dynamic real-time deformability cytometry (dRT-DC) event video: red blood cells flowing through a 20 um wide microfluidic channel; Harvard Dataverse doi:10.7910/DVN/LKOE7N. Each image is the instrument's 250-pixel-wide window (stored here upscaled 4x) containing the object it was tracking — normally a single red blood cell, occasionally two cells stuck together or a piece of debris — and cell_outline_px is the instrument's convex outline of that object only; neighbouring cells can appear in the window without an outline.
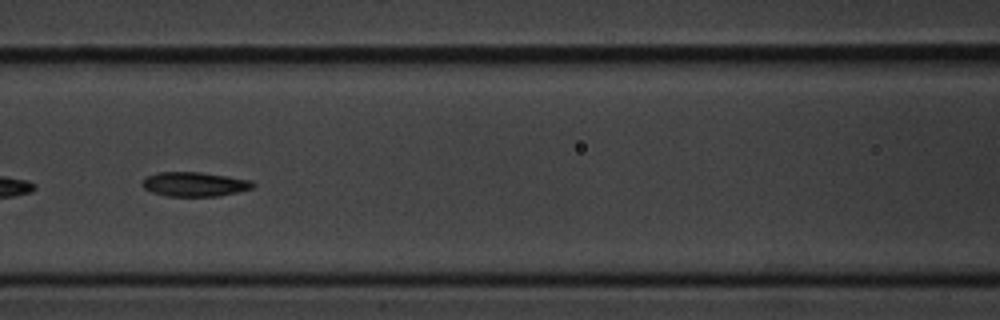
{"species": "common noctule bat (a hibernating species)", "species_latin": "Nyctalus noctula", "temperature_condition": "cold", "stored_images_in_passage": 46, "segment_of_instrument_passage": [2, 2], "camera_frame_rate_fps": 3000, "um_per_image_px": 0.085, "animal": {"sex": "male", "body_mass_g": 20.1, "forearm_length_mm": 53.5}, "frame": {"image": 1, "passage_image": 22, "time_ms": 7.0, "image_size_px": [1000, 320], "cell_outline_px": [[256, 184], [252, 188], [236, 192], [216, 196], [168, 196], [152, 192], [144, 188], [140, 184], [144, 176], [156, 172], [200, 172], [252, 180]], "centroid_in_image_um": [16.48, 15.64], "position_along_channel_um": 150.1, "area_um2": 15.78}}
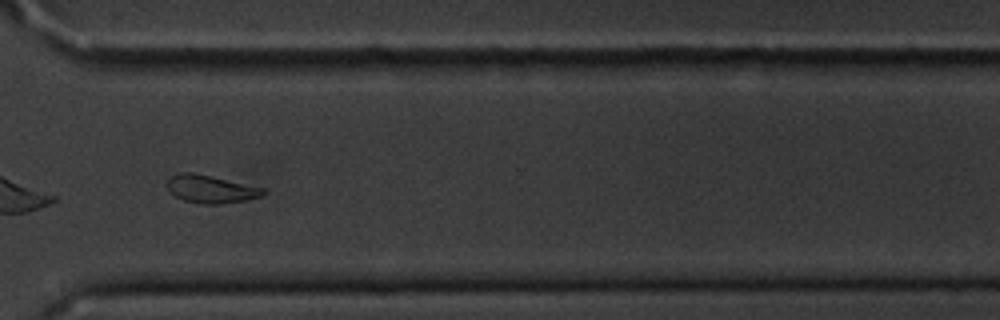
{"frame": {"image": 2, "passage_image": 39, "time_ms": 12.667, "image_size_px": [1000, 320], "cell_outline_px": [[268, 192], [260, 196], [244, 200], [220, 204], [204, 204], [184, 200], [168, 192], [168, 176], [176, 172], [192, 172], [264, 188]], "centroid_in_image_um": [17.87, 16.06], "position_along_channel_um": 352.7, "area_um2": 15.49}}
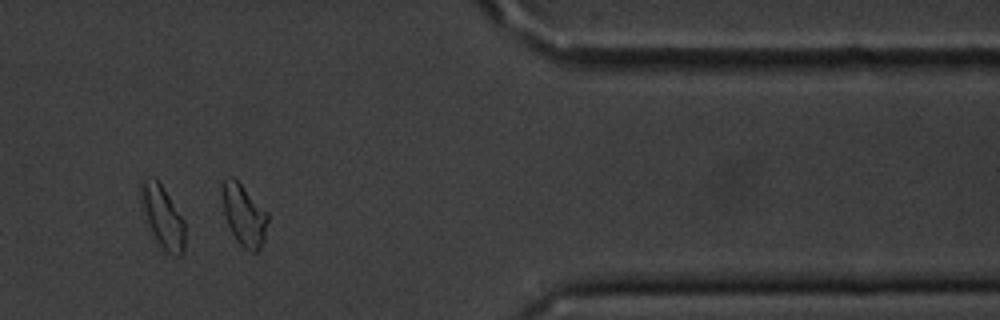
{"frame": {"image": 3, "passage_image": 44, "time_ms": 14.333, "image_size_px": [1000, 320], "cell_outline_px": [[268, 220], [264, 240], [260, 248], [256, 252], [252, 252], [244, 248], [236, 240], [228, 224], [224, 212], [220, 192], [220, 184], [228, 176], [232, 176], [268, 212]], "centroid_in_image_um": [20.72, 18.26], "position_along_channel_um": 390.7, "area_um2": 16.36}}